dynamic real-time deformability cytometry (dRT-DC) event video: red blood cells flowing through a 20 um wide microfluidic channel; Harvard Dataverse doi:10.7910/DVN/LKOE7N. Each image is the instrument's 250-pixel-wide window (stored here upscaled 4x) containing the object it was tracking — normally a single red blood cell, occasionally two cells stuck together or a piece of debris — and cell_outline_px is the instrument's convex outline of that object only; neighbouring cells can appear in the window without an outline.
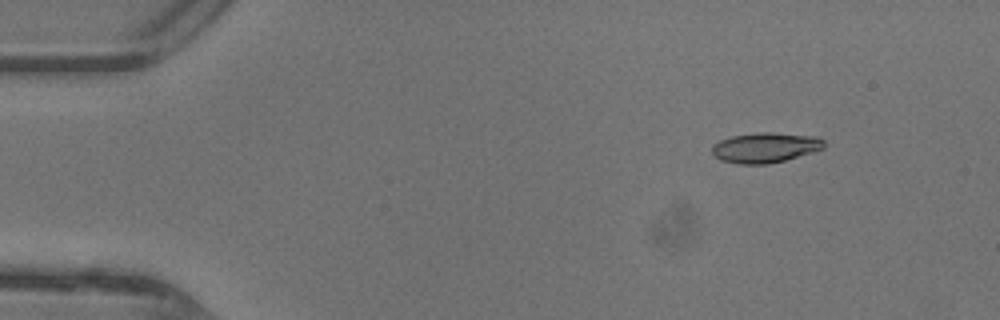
{"species": "common noctule bat (a hibernating species)", "species_latin": "Nyctalus noctula", "temperature_condition": "warm", "stored_images_in_passage": 42, "camera_frame_rate_fps": 3000, "um_per_image_px": 0.085, "animal": {"sex": "female"}, "frame": {"image": 1, "passage_image": 1, "time_ms": 0.0, "image_size_px": [1000, 320], "cell_outline_px": [[824, 148], [812, 152], [784, 160], [768, 164], [736, 164], [720, 160], [712, 156], [712, 144], [720, 140], [732, 136], [756, 132], [772, 132], [820, 136], [824, 140]], "centroid_in_image_um": [65.02, 12.54], "position_along_channel_um": 20.0, "area_um2": 19.94}}
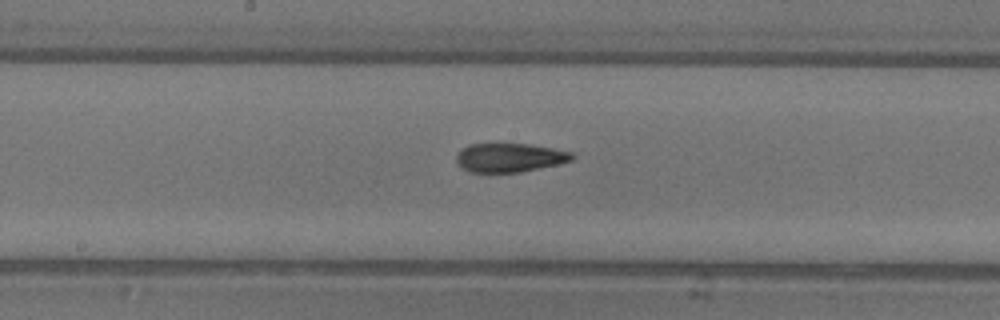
{"frame": {"image": 2, "passage_image": 20, "time_ms": 6.333, "image_size_px": [1000, 320], "cell_outline_px": [[576, 156], [572, 160], [556, 164], [520, 172], [468, 172], [456, 164], [456, 156], [460, 148], [468, 144], [528, 144], [552, 148], [572, 152]], "centroid_in_image_um": [43.26, 13.39], "position_along_channel_um": 204.9, "area_um2": 19.48}}
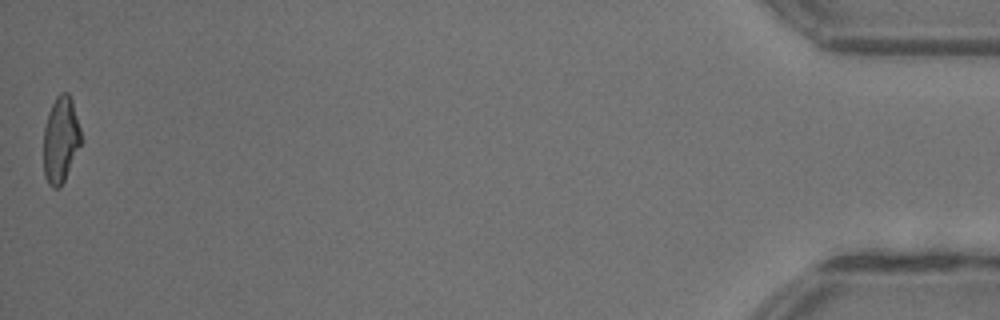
{"frame": {"image": 3, "passage_image": 42, "time_ms": 13.667, "image_size_px": [1000, 320], "cell_outline_px": [[84, 140], [60, 188], [52, 188], [48, 184], [44, 176], [44, 128], [48, 112], [56, 96], [60, 92], [68, 92], [72, 100]], "centroid_in_image_um": [5.18, 11.88], "position_along_channel_um": 430.0, "area_um2": 19.19}, "authors_computed_cell_mechanics": {"area_um2": 19.8543, "velocity_mm_per_s": 4.4414, "shape_relaxation_time_tau1_ms": 8.3551, "shape_relaxation_time_tau2_ms": 2.1981, "deformation_change_tau1": 0.2361, "deformation_change_tau2": 0.102}}